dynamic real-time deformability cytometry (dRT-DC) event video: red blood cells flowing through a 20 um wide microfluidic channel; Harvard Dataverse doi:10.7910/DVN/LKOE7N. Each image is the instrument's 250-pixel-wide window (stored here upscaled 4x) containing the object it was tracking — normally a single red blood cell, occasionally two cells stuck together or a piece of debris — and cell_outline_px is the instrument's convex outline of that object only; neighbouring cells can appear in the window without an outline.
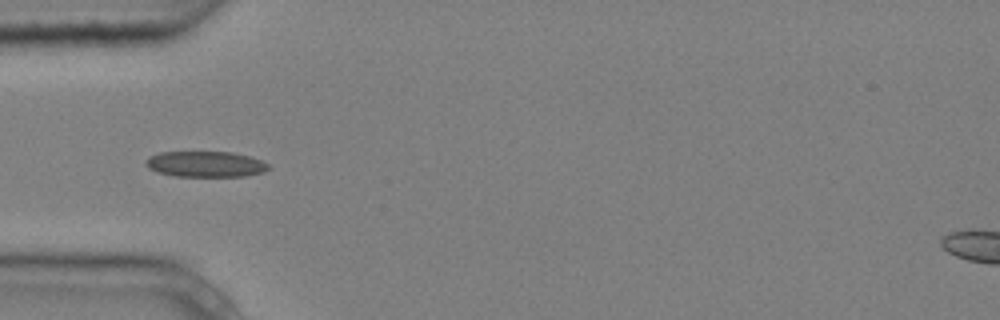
{"species": "common noctule bat (a hibernating species)", "species_latin": "Nyctalus noctula", "temperature_condition": "cold", "stored_images_in_passage": 9, "camera_frame_rate_fps": 3000, "um_per_image_px": 0.085, "animal": {"sex": "male", "body_mass_g": 20.4}, "frame": {"image": 1, "passage_image": 4, "time_ms": 1.0, "image_size_px": [1000, 320], "cell_outline_px": [[268, 168], [264, 172], [244, 176], [176, 176], [156, 172], [148, 168], [144, 164], [144, 160], [148, 156], [160, 152], [232, 152], [248, 156], [260, 160], [268, 164]], "centroid_in_image_um": [17.4, 13.95], "position_along_channel_um": 67.6, "area_um2": 18.44}}
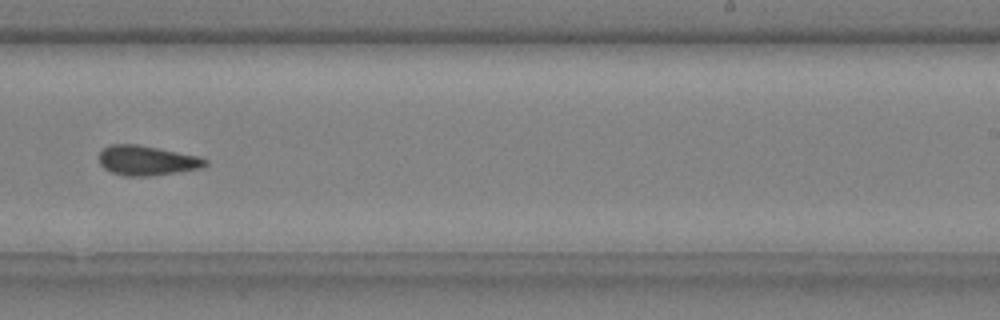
{"frame": {"image": 2, "passage_image": 9, "time_ms": 2.667, "image_size_px": [1000, 320], "cell_outline_px": [[208, 164], [204, 168], [148, 176], [124, 176], [112, 172], [104, 168], [100, 164], [100, 152], [104, 148], [112, 144], [136, 144], [200, 156], [208, 160]], "centroid_in_image_um": [12.52, 13.64], "position_along_channel_um": 276.5, "area_um2": 18.38}}